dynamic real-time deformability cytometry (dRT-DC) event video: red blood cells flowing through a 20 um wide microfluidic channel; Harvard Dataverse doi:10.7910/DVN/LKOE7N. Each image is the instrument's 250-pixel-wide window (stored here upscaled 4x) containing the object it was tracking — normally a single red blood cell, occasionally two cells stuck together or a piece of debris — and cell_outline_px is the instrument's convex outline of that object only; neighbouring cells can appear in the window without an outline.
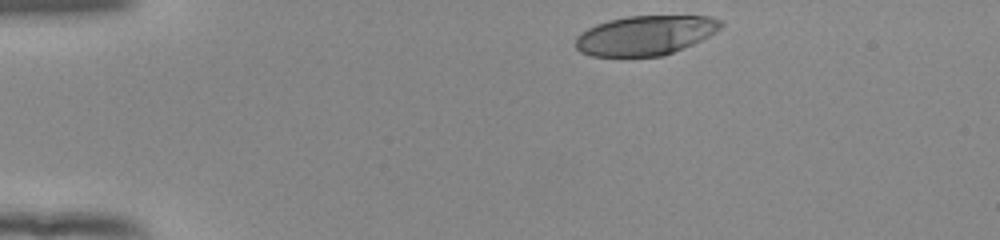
{"species": "human", "species_latin": "Homo sapiens", "temperature_condition": "room temperature", "stored_images_in_passage": 37, "camera_frame_rate_fps": 3000, "um_per_image_px": 0.085, "donor": {"sex": "female"}, "frame": {"image": 1, "passage_image": 1, "time_ms": 0.0, "image_size_px": [1000, 240], "cell_outline_px": [[724, 24], [720, 28], [708, 36], [692, 44], [672, 52], [660, 56], [592, 56], [580, 52], [576, 48], [576, 36], [588, 28], [596, 24], [608, 20], [628, 16], [712, 16], [720, 20]], "centroid_in_image_um": [54.83, 2.99], "position_along_channel_um": 30.2, "area_um2": 33.23}}
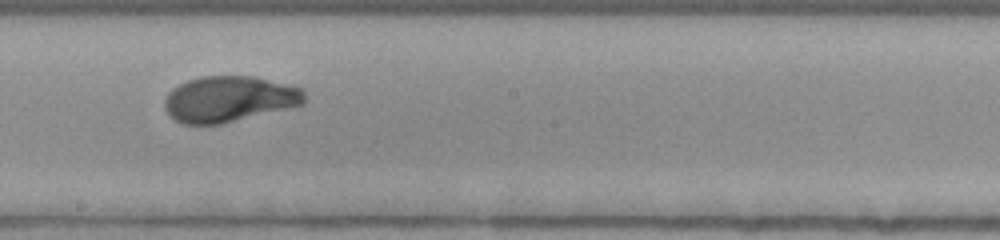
{"frame": {"image": 2, "passage_image": 22, "time_ms": 7.0, "image_size_px": [1000, 240], "cell_outline_px": [[304, 104], [288, 108], [220, 124], [180, 124], [172, 120], [164, 108], [164, 100], [168, 92], [172, 88], [188, 80], [200, 76], [252, 76], [300, 88], [304, 92]], "centroid_in_image_um": [19.4, 8.43], "position_along_channel_um": 228.8, "area_um2": 37.28}}
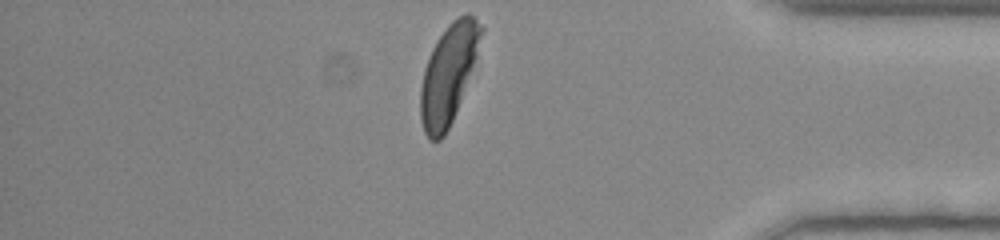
{"frame": {"image": 3, "passage_image": 37, "time_ms": 12.0, "image_size_px": [1000, 240], "cell_outline_px": [[484, 28], [476, 56], [452, 120], [444, 136], [440, 140], [428, 140], [424, 132], [420, 120], [420, 88], [424, 68], [432, 48], [436, 40], [448, 24], [452, 20], [468, 12]], "centroid_in_image_um": [38.07, 6.3], "position_along_channel_um": 397.1, "area_um2": 34.33}, "authors_computed_cell_mechanics": {"area_um2": 37.0498, "velocity_mm_per_s": 3.854, "shape_relaxation_time_tau1_ms": 3.2332, "shape_relaxation_time_tau2_ms": null, "deformation_change_tau1": 0.1761, "deformation_change_tau2": null}}